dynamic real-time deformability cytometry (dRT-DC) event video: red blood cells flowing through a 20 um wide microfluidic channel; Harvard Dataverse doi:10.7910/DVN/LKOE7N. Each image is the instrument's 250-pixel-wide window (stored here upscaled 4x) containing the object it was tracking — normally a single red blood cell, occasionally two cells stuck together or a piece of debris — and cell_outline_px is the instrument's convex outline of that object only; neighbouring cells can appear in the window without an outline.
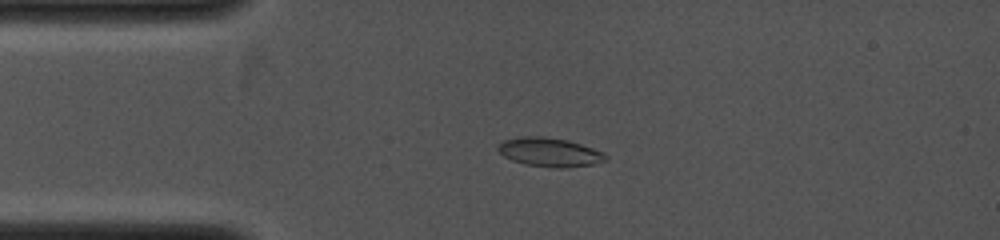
{"species": "common noctule bat (a hibernating species)", "species_latin": "Nyctalus noctula", "temperature_condition": "cold", "stored_images_in_passage": 8, "camera_frame_rate_fps": 4000, "um_per_image_px": 0.085, "animal": {"sex": "female", "body_mass_g": 19.0, "forearm_length_mm": 53.3}, "frame": {"image": 1, "passage_image": 3, "time_ms": 2.75, "image_size_px": [1000, 240], "cell_outline_px": [[608, 160], [592, 164], [568, 168], [556, 168], [528, 164], [512, 160], [504, 156], [496, 148], [504, 140], [520, 136], [544, 136], [568, 140], [604, 152], [608, 156]], "centroid_in_image_um": [46.75, 12.93], "position_along_channel_um": 38.3, "area_um2": 18.09}}
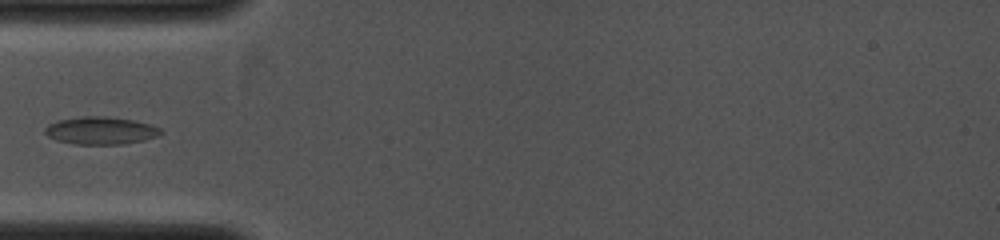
{"frame": {"image": 2, "passage_image": 5, "time_ms": 4.0, "image_size_px": [1000, 240], "cell_outline_px": [[164, 132], [156, 136], [144, 140], [124, 144], [72, 144], [56, 140], [48, 136], [44, 132], [44, 128], [48, 124], [56, 120], [80, 116], [108, 116], [132, 120], [152, 124], [160, 128]], "centroid_in_image_um": [8.54, 11.09], "position_along_channel_um": 76.5, "area_um2": 18.84}}
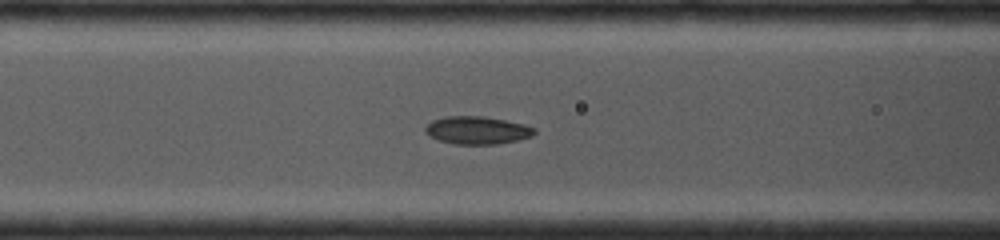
{"frame": {"image": 3, "passage_image": 7, "time_ms": 5.0, "image_size_px": [1000, 240], "cell_outline_px": [[536, 132], [532, 136], [520, 140], [496, 144], [456, 144], [440, 140], [428, 136], [424, 132], [424, 128], [432, 120], [444, 116], [484, 116], [524, 124], [536, 128]], "centroid_in_image_um": [40.56, 11.07], "position_along_channel_um": 126.0, "area_um2": 17.8}}